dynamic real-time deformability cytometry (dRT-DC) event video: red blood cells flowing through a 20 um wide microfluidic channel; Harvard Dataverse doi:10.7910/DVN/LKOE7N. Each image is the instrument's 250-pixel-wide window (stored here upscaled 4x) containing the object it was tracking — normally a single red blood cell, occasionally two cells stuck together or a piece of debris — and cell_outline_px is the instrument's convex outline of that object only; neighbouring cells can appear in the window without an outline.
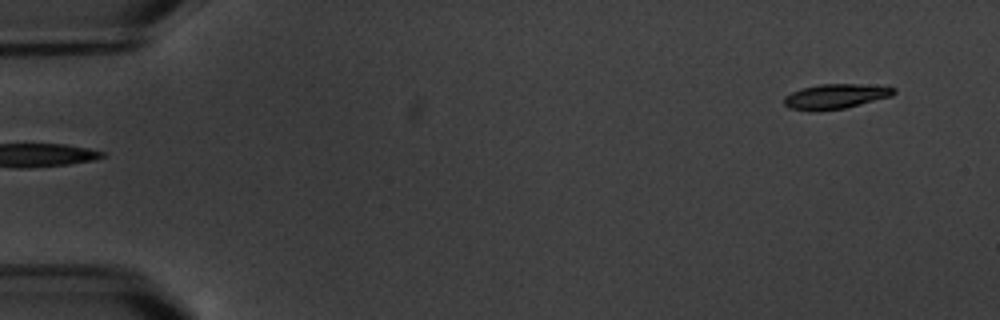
{"species": "common noctule bat (a hibernating species)", "species_latin": "Nyctalus noctula", "temperature_condition": "warm", "stored_images_in_passage": 5, "segment_of_instrument_passage": [2, 2], "camera_frame_rate_fps": 3000, "um_per_image_px": 0.085, "animal": {"sex": "male", "body_mass_g": 20.1, "forearm_length_mm": 53.5}, "frame": {"image": 1, "passage_image": 5, "time_ms": 6.667, "image_size_px": [1000, 320], "cell_outline_px": [[896, 92], [892, 96], [844, 108], [816, 112], [808, 112], [788, 108], [784, 104], [784, 96], [792, 92], [804, 88], [820, 84], [860, 84], [896, 88]], "centroid_in_image_um": [70.97, 8.21], "position_along_channel_um": 14.0, "area_um2": 15.95}}